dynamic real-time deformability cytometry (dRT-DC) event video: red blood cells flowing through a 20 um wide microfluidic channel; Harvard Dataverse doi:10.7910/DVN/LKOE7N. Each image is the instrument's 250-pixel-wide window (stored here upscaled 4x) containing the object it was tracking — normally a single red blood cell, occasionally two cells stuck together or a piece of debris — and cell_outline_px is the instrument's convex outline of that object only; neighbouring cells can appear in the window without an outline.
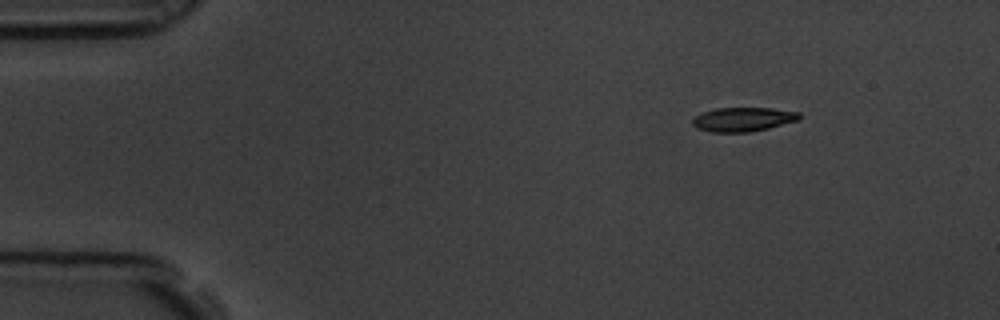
{"species": "common noctule bat (a hibernating species)", "species_latin": "Nyctalus noctula", "temperature_condition": "room temperature", "stored_images_in_passage": 52, "camera_frame_rate_fps": 3000, "um_per_image_px": 0.085, "animal": {"sex": "male", "body_mass_g": 19.5, "forearm_length_mm": 54.6}, "frame": {"image": 1, "passage_image": 1, "time_ms": 0.0, "image_size_px": [1000, 320], "cell_outline_px": [[800, 120], [768, 128], [748, 132], [712, 132], [696, 128], [692, 124], [692, 120], [696, 116], [704, 112], [716, 108], [772, 108], [800, 112]], "centroid_in_image_um": [63.18, 10.14], "position_along_channel_um": 21.8, "area_um2": 14.97}}
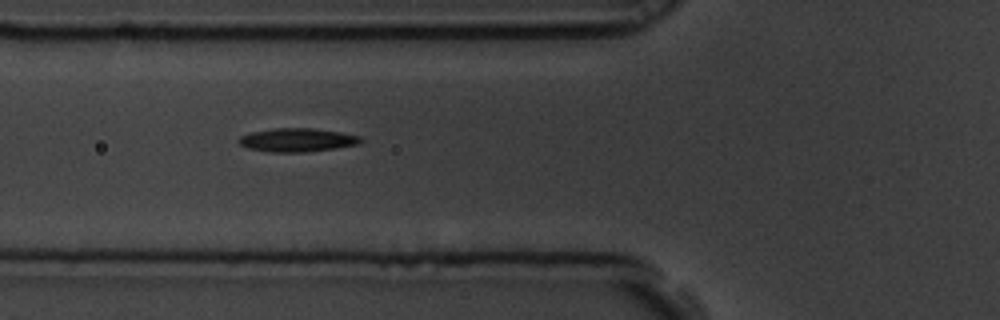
{"frame": {"image": 2, "passage_image": 15, "time_ms": 4.667, "image_size_px": [1000, 320], "cell_outline_px": [[364, 140], [360, 144], [336, 148], [304, 152], [268, 152], [248, 148], [240, 144], [236, 140], [240, 136], [252, 132], [272, 128], [312, 128], [340, 132], [360, 136]], "centroid_in_image_um": [25.26, 11.9], "position_along_channel_um": 100.5, "area_um2": 16.82}}
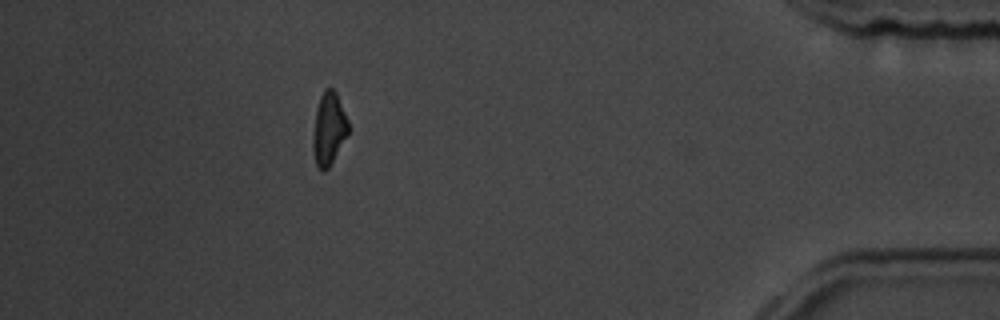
{"frame": {"image": 3, "passage_image": 46, "time_ms": 15.0, "image_size_px": [1000, 320], "cell_outline_px": [[348, 132], [328, 168], [324, 172], [320, 172], [316, 168], [312, 148], [312, 140], [316, 108], [320, 96], [324, 88], [332, 88], [336, 92], [348, 120]], "centroid_in_image_um": [27.91, 10.96], "position_along_channel_um": 407.3, "area_um2": 14.97}, "authors_computed_cell_mechanics": {"area_um2": 15.9528, "velocity_mm_per_s": 3.4627, "shape_relaxation_time_tau1_ms": 3.5461, "shape_relaxation_time_tau2_ms": null, "deformation_change_tau1": 0.1595, "deformation_change_tau2": null}}